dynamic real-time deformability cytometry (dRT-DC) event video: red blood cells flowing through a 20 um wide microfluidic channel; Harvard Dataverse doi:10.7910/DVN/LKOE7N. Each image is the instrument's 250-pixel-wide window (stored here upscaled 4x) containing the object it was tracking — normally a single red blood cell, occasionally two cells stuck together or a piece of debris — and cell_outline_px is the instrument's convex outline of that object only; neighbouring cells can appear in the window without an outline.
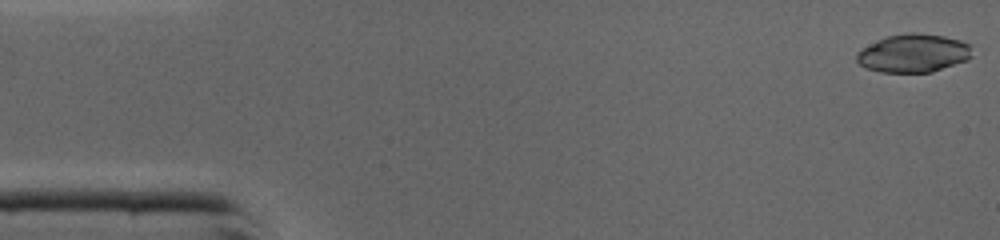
{"species": "common noctule bat (a hibernating species)", "species_latin": "Nyctalus noctula", "temperature_condition": "cold", "stored_images_in_passage": 45, "camera_frame_rate_fps": 3000, "um_per_image_px": 0.085, "animal": {"sex": "male", "body_mass_g": 19.0, "forearm_length_mm": 50.8}, "frame": {"image": 1, "passage_image": 1, "time_ms": 0.0, "image_size_px": [1000, 240], "cell_outline_px": [[972, 56], [968, 60], [932, 72], [880, 72], [864, 68], [856, 60], [856, 52], [860, 48], [884, 36], [908, 32], [920, 32], [944, 36], [960, 40], [968, 44]], "centroid_in_image_um": [77.59, 4.51], "position_along_channel_um": 7.4, "area_um2": 26.13}}
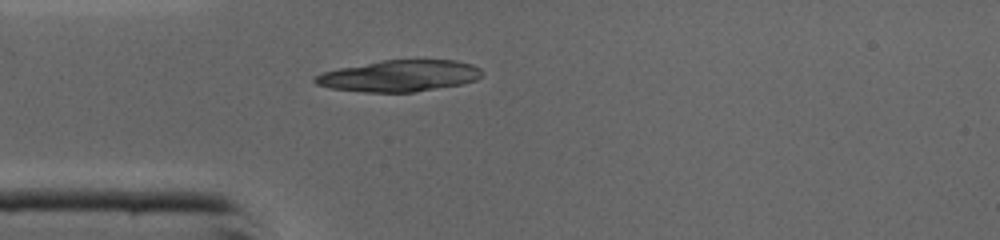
{"frame": {"image": 2, "passage_image": 12, "time_ms": 3.667, "image_size_px": [1000, 240], "cell_outline_px": [[484, 76], [476, 80], [460, 84], [412, 92], [364, 92], [328, 88], [316, 84], [312, 80], [316, 76], [324, 72], [340, 68], [384, 60], [456, 60], [472, 64], [480, 68], [484, 72]], "centroid_in_image_um": [33.98, 6.45], "position_along_channel_um": 51.0, "area_um2": 30.46}}